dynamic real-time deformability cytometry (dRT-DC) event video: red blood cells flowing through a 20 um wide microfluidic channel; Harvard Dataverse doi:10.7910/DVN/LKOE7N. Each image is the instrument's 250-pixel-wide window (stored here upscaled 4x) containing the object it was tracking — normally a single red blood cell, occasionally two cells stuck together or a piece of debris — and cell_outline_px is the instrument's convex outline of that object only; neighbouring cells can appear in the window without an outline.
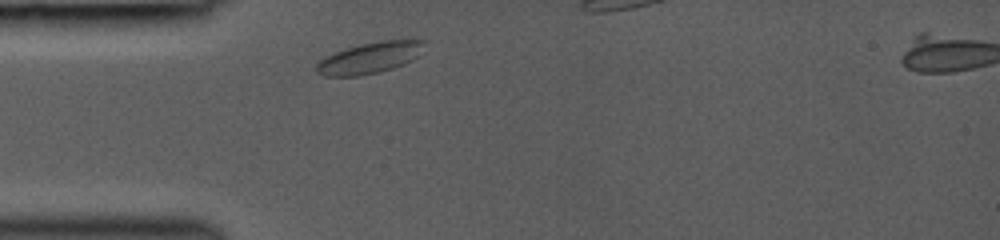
{"species": "common noctule bat (a hibernating species)", "species_latin": "Nyctalus noctula", "temperature_condition": "room temperature", "stored_images_in_passage": 5, "segment_of_instrument_passage": [1, 2], "camera_frame_rate_fps": 3000, "um_per_image_px": 0.085, "animal": {"sex": "female", "body_mass_g": 19.0, "forearm_length_mm": 53.3}, "frame": {"image": 1, "passage_image": 1, "time_ms": 0.0, "image_size_px": [1000, 240], "cell_outline_px": [[424, 40], [420, 56], [404, 64], [392, 68], [360, 76], [324, 76], [316, 72], [316, 64], [324, 56], [332, 52], [360, 44], [380, 40]], "centroid_in_image_um": [31.39, 4.91], "position_along_channel_um": 53.6, "area_um2": 19.65}}
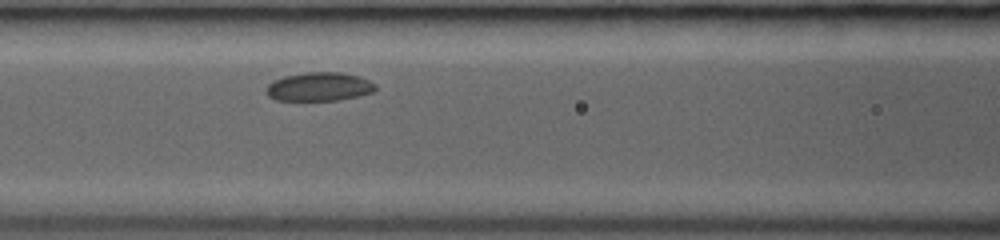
{"frame": {"image": 2, "passage_image": 4, "time_ms": 2.333, "image_size_px": [1000, 240], "cell_outline_px": [[376, 88], [372, 92], [360, 96], [336, 100], [276, 100], [268, 96], [264, 92], [268, 84], [284, 76], [308, 72], [340, 72], [360, 76], [376, 84]], "centroid_in_image_um": [27.13, 7.37], "position_along_channel_um": 139.5, "area_um2": 18.26}}